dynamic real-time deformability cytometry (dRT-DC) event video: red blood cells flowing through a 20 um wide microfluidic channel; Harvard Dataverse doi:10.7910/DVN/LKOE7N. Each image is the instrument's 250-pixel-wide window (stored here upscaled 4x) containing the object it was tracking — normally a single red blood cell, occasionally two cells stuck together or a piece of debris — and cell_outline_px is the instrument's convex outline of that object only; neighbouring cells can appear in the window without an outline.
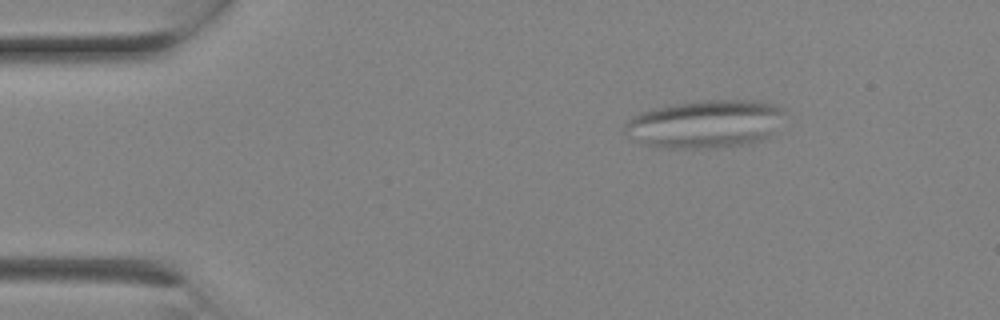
{"species": "Egyptian fruit bat (a non-hibernating species)", "species_latin": "Rousettus aegyptiacus", "temperature_condition": "room temperature", "stored_images_in_passage": 2, "camera_frame_rate_fps": 3000, "um_per_image_px": 0.085, "animal": {"sex": "female"}, "frame": {"image": 1, "passage_image": 1, "time_ms": 0.0, "image_size_px": [1000, 320], "cell_outline_px": [[784, 112], [768, 140], [752, 144], [716, 148], [668, 148], [644, 144], [628, 136], [624, 128], [624, 124], [632, 116], [640, 112], [652, 108], [668, 104], [704, 100], [756, 100], [772, 104], [784, 108]], "centroid_in_image_um": [59.95, 10.54], "position_along_channel_um": 25.1, "area_um2": 45.2}}
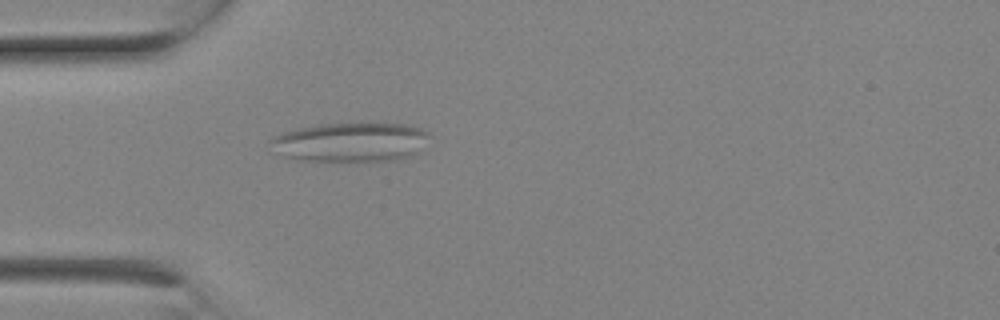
{"frame": {"image": 2, "passage_image": 2, "time_ms": 0.333, "image_size_px": [1000, 320], "cell_outline_px": [[428, 136], [416, 152], [412, 156], [396, 160], [300, 160], [268, 152], [268, 140], [272, 136], [296, 128], [320, 124], [360, 120], [404, 124], [420, 128], [428, 132]], "centroid_in_image_um": [29.69, 12.03], "position_along_channel_um": 55.3, "area_um2": 37.4}}